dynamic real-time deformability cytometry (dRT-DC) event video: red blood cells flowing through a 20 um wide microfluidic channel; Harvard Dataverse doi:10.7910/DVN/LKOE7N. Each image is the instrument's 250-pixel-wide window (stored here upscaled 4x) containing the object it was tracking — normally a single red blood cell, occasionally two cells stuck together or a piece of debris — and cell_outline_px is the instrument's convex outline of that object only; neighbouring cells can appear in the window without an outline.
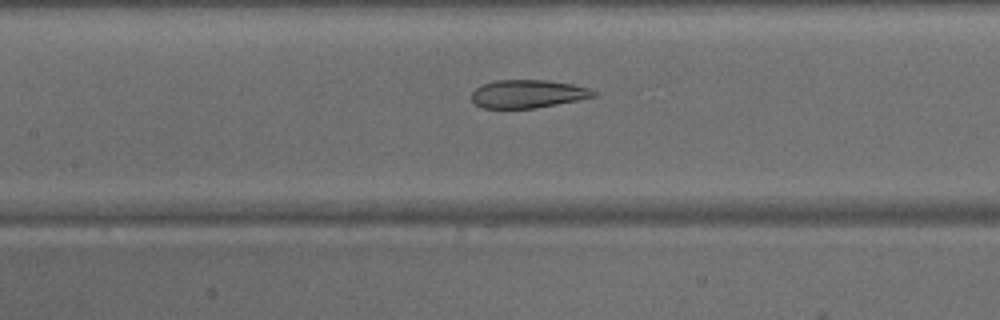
{"species": "common noctule bat (a hibernating species)", "species_latin": "Nyctalus noctula", "temperature_condition": "warm", "stored_images_in_passage": 33, "camera_frame_rate_fps": 3000, "um_per_image_px": 0.085, "animal": {"sex": "male", "body_mass_g": 15.6}, "frame": {"image": 1, "passage_image": 13, "time_ms": 4.0, "image_size_px": [1000, 320], "cell_outline_px": [[596, 96], [556, 104], [532, 108], [480, 108], [472, 100], [472, 92], [476, 88], [484, 84], [496, 80], [544, 80], [572, 84], [588, 88], [596, 92]], "centroid_in_image_um": [44.83, 7.98], "position_along_channel_um": 162.6, "area_um2": 19.71}}
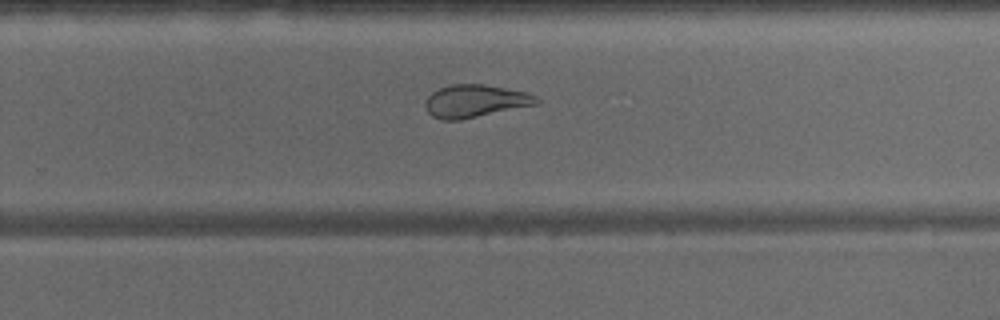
{"frame": {"image": 2, "passage_image": 22, "time_ms": 7.0, "image_size_px": [1000, 320], "cell_outline_px": [[540, 100], [536, 104], [460, 120], [440, 120], [432, 116], [428, 112], [424, 104], [428, 96], [436, 88], [452, 84], [484, 84], [524, 92], [536, 96]], "centroid_in_image_um": [40.32, 8.59], "position_along_channel_um": 289.5, "area_um2": 21.04}}
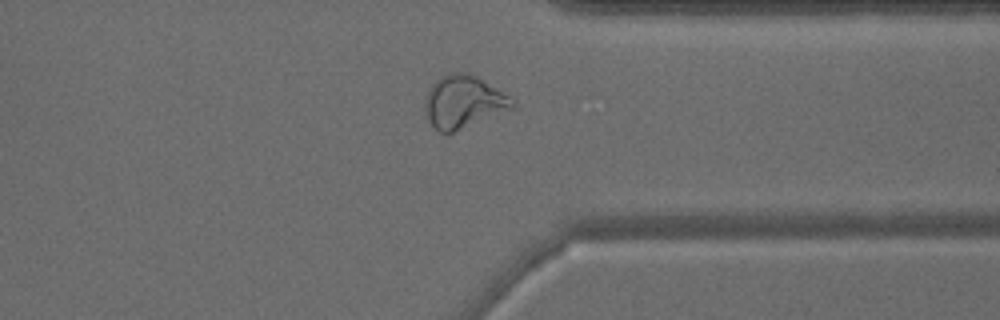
{"frame": {"image": 3, "passage_image": 28, "time_ms": 9.0, "image_size_px": [1000, 320], "cell_outline_px": [[516, 104], [512, 108], [452, 132], [440, 132], [428, 120], [424, 104], [428, 88], [440, 76], [448, 72], [468, 72], [476, 76], [512, 96], [516, 100]], "centroid_in_image_um": [39.4, 8.61], "position_along_channel_um": 372.0, "area_um2": 26.65}}